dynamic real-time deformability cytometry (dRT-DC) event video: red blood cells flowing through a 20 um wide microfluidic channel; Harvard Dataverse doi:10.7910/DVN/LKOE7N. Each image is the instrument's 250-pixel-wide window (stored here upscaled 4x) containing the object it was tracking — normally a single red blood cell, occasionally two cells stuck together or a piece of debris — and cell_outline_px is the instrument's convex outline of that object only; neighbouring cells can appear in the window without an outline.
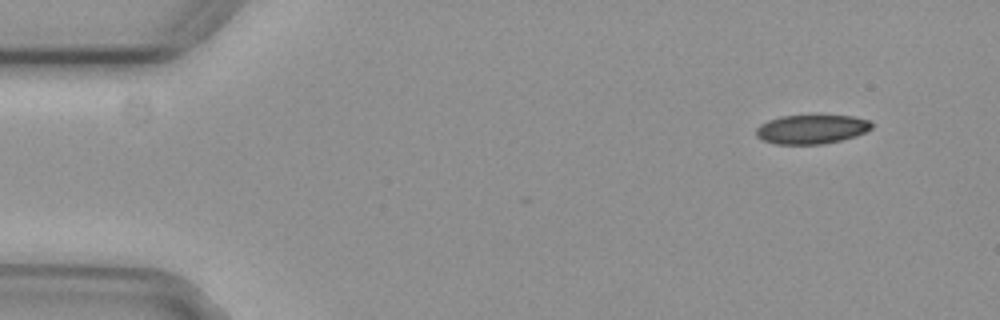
{"species": "common noctule bat (a hibernating species)", "species_latin": "Nyctalus noctula", "temperature_condition": "cold", "stored_images_in_passage": 5, "segment_of_instrument_passage": [1, 2], "camera_frame_rate_fps": 3000, "um_per_image_px": 0.085, "animal": {"sex": "female", "body_mass_g": 29.2, "forearm_length_mm": 56.3}, "frame": {"image": 1, "passage_image": 1, "time_ms": 0.0, "image_size_px": [1000, 320], "cell_outline_px": [[872, 128], [856, 136], [824, 144], [776, 144], [764, 140], [756, 136], [756, 128], [760, 124], [768, 120], [780, 116], [852, 116], [868, 120], [872, 124]], "centroid_in_image_um": [68.96, 10.99], "position_along_channel_um": 16.0, "area_um2": 19.42}}
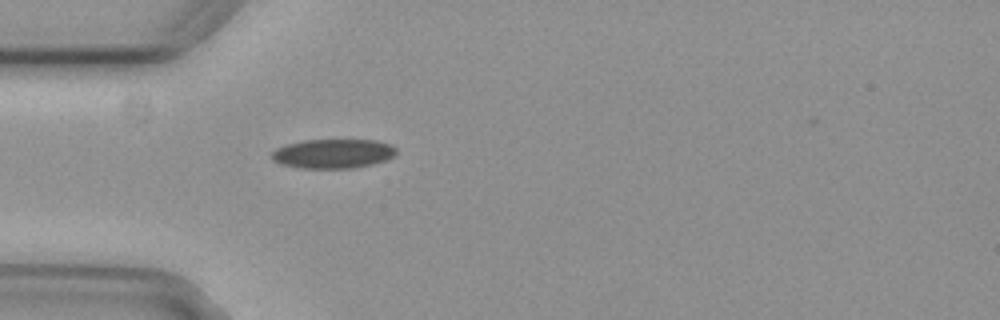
{"frame": {"image": 2, "passage_image": 4, "time_ms": 1.0, "image_size_px": [1000, 320], "cell_outline_px": [[396, 152], [388, 160], [372, 164], [352, 168], [300, 168], [280, 164], [272, 160], [272, 152], [276, 148], [288, 144], [304, 140], [376, 140], [388, 144], [396, 148]], "centroid_in_image_um": [28.3, 13.06], "position_along_channel_um": 56.7, "area_um2": 21.21}}